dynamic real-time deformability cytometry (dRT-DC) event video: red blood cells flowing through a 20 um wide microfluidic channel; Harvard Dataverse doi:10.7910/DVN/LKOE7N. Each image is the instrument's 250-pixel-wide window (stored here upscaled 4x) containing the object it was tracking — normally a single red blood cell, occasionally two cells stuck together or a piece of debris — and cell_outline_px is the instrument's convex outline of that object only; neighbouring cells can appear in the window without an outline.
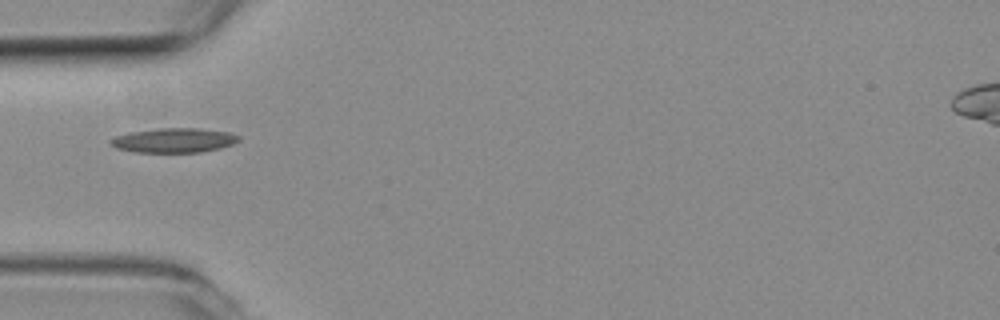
{"species": "common noctule bat (a hibernating species)", "species_latin": "Nyctalus noctula", "temperature_condition": "room temperature", "stored_images_in_passage": 38, "camera_frame_rate_fps": 3000, "um_per_image_px": 0.085, "animal": {"sex": "female", "body_mass_g": 19.3, "forearm_length_mm": 54.1}, "frame": {"image": 1, "passage_image": 1, "time_ms": 0.0, "image_size_px": [1000, 320], "cell_outline_px": [[240, 140], [232, 144], [220, 148], [200, 152], [136, 152], [116, 148], [108, 140], [116, 136], [128, 132], [160, 128], [196, 128], [228, 132], [240, 136]], "centroid_in_image_um": [14.78, 11.92], "position_along_channel_um": 70.2, "area_um2": 18.21}}
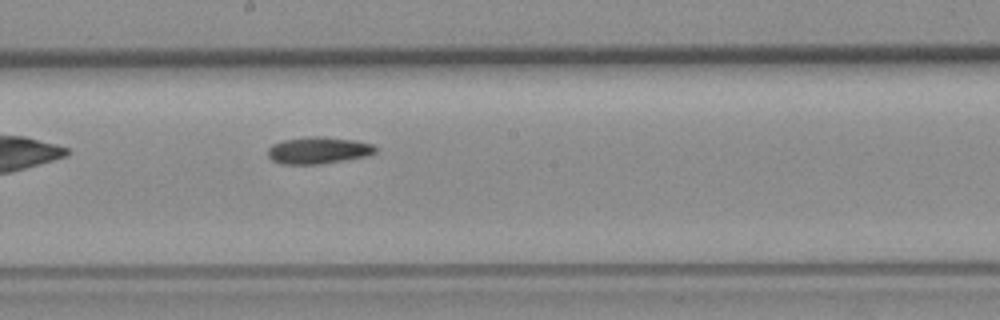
{"frame": {"image": 2, "passage_image": 13, "time_ms": 4.0, "image_size_px": [1000, 320], "cell_outline_px": [[376, 152], [368, 156], [320, 164], [284, 164], [272, 160], [268, 156], [268, 148], [272, 144], [284, 140], [308, 136], [324, 136], [356, 140], [372, 144], [376, 148]], "centroid_in_image_um": [27.07, 12.77], "position_along_channel_um": 221.1, "area_um2": 16.94}}
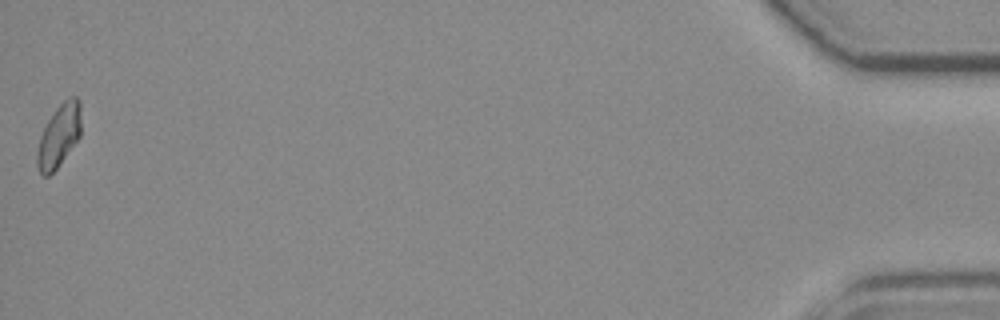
{"frame": {"image": 3, "passage_image": 38, "time_ms": 12.333, "image_size_px": [1000, 320], "cell_outline_px": [[80, 136], [56, 168], [48, 176], [44, 176], [40, 172], [36, 164], [36, 152], [40, 136], [48, 120], [56, 108], [68, 96], [76, 96], [80, 100]], "centroid_in_image_um": [5.0, 11.51], "position_along_channel_um": 430.2, "area_um2": 15.9}}